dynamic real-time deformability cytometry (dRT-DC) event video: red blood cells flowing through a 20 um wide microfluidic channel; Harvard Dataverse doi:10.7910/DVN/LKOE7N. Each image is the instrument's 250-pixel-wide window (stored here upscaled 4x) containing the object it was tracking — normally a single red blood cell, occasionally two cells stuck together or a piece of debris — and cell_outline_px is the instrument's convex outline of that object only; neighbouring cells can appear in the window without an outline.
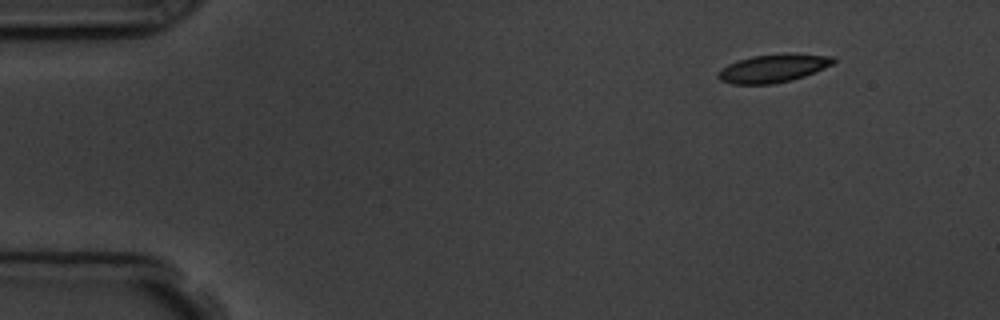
{"species": "common noctule bat (a hibernating species)", "species_latin": "Nyctalus noctula", "temperature_condition": "room temperature", "stored_images_in_passage": 3, "camera_frame_rate_fps": 3000, "um_per_image_px": 0.085, "animal": {"sex": "male", "body_mass_g": 19.5, "forearm_length_mm": 54.6}, "frame": {"image": 1, "passage_image": 1, "time_ms": 0.0, "image_size_px": [1000, 320], "cell_outline_px": [[836, 60], [832, 64], [824, 68], [804, 76], [792, 80], [772, 84], [732, 84], [720, 80], [716, 76], [716, 72], [720, 68], [728, 64], [752, 56], [788, 52], [836, 56]], "centroid_in_image_um": [65.72, 5.79], "position_along_channel_um": 19.3, "area_um2": 19.25}}
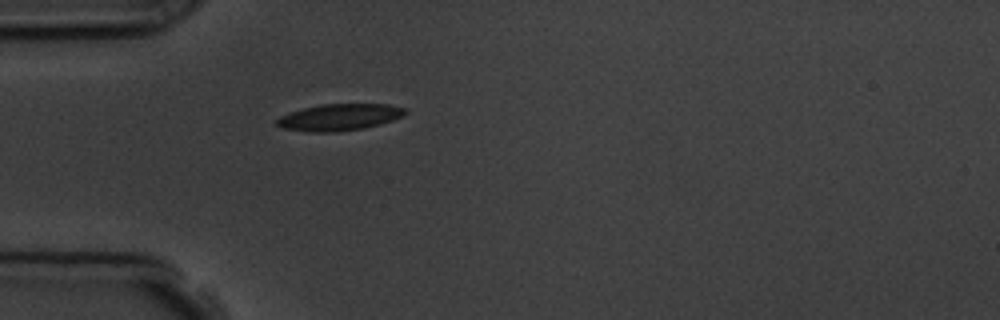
{"frame": {"image": 2, "passage_image": 3, "time_ms": 3.333, "image_size_px": [1000, 320], "cell_outline_px": [[408, 112], [392, 120], [380, 124], [364, 128], [336, 132], [308, 132], [284, 128], [276, 124], [276, 120], [280, 116], [288, 112], [320, 104], [388, 104], [404, 108]], "centroid_in_image_um": [28.82, 9.96], "position_along_channel_um": 56.2, "area_um2": 19.88}}